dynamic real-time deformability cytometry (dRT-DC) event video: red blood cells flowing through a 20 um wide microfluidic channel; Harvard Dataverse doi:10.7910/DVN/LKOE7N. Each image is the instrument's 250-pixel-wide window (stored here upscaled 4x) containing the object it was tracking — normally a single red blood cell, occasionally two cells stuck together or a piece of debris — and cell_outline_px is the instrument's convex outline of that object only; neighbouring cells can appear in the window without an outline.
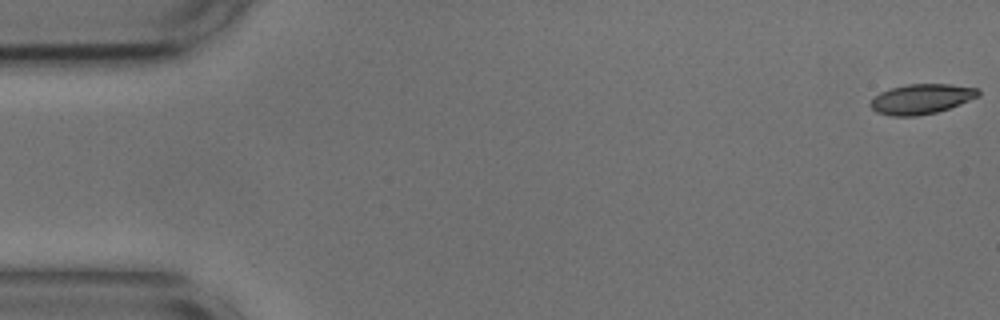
{"species": "common noctule bat (a hibernating species)", "species_latin": "Nyctalus noctula", "temperature_condition": "cold", "stored_images_in_passage": 5, "camera_frame_rate_fps": 3000, "um_per_image_px": 0.085, "animal": {"sex": "male", "body_mass_g": 17.9, "forearm_length_mm": 54.2}, "frame": {"image": 1, "passage_image": 1, "time_ms": 0.0, "image_size_px": [1000, 320], "cell_outline_px": [[980, 96], [960, 104], [936, 112], [916, 116], [892, 116], [876, 112], [868, 104], [880, 92], [892, 88], [908, 84], [948, 84], [980, 88]], "centroid_in_image_um": [78.34, 8.41], "position_along_channel_um": 6.7, "area_um2": 18.79}}
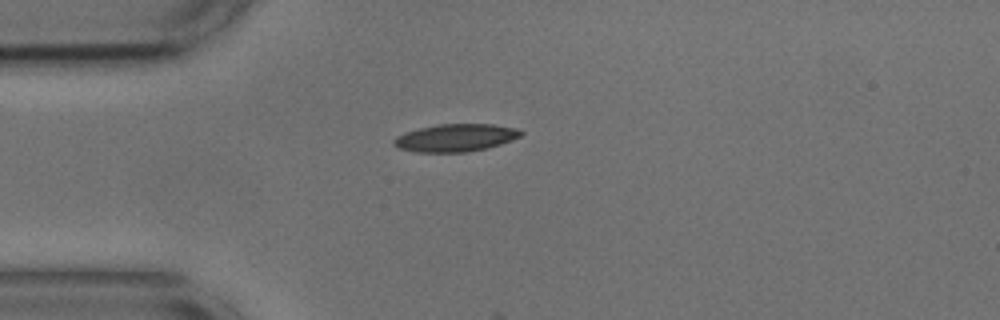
{"frame": {"image": 2, "passage_image": 4, "time_ms": 1.0, "image_size_px": [1000, 320], "cell_outline_px": [[524, 132], [520, 136], [500, 144], [488, 148], [464, 152], [416, 152], [400, 148], [392, 144], [392, 140], [396, 136], [404, 132], [420, 128], [440, 124], [492, 124], [516, 128]], "centroid_in_image_um": [38.7, 11.71], "position_along_channel_um": 46.3, "area_um2": 20.35}}